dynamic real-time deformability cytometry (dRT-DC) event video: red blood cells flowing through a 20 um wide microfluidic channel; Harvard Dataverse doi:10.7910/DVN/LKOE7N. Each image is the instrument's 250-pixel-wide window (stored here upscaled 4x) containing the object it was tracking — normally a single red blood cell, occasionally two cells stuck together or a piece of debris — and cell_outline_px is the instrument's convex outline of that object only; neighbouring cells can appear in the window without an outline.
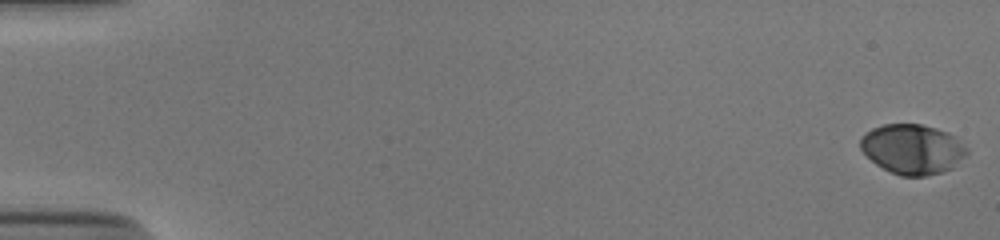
{"species": "human", "species_latin": "Homo sapiens", "temperature_condition": "cold", "stored_images_in_passage": 54, "camera_frame_rate_fps": 3000, "um_per_image_px": 0.085, "donor": {"sex": "male"}, "frame": {"image": 1, "passage_image": 1, "time_ms": 0.0, "image_size_px": [1000, 240], "cell_outline_px": [[968, 152], [952, 168], [940, 172], [924, 176], [900, 176], [876, 164], [860, 148], [860, 136], [872, 128], [884, 124], [920, 124], [936, 128], [948, 132], [956, 136], [968, 148]], "centroid_in_image_um": [77.56, 12.66], "position_along_channel_um": 7.4, "area_um2": 30.87}}
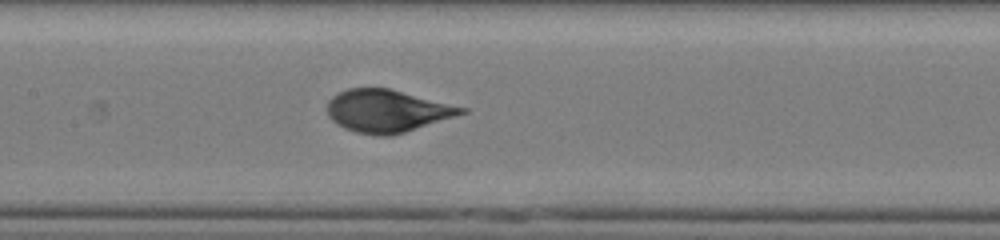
{"frame": {"image": 2, "passage_image": 28, "time_ms": 9.0, "image_size_px": [1000, 240], "cell_outline_px": [[468, 112], [456, 116], [392, 136], [376, 136], [356, 132], [344, 128], [336, 124], [328, 116], [328, 100], [332, 96], [348, 88], [388, 88], [468, 108]], "centroid_in_image_um": [32.9, 9.44], "position_along_channel_um": 174.5, "area_um2": 33.18}}
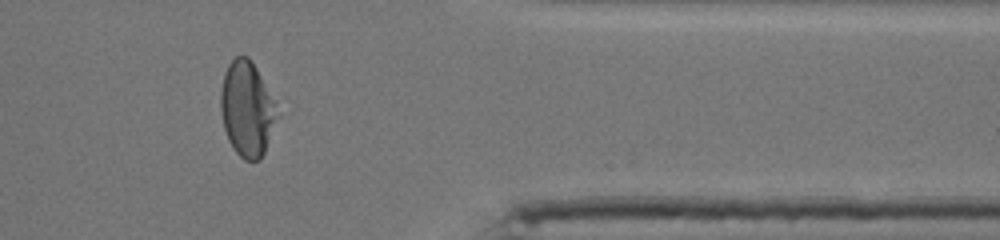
{"frame": {"image": 3, "passage_image": 46, "time_ms": 15.0, "image_size_px": [1000, 240], "cell_outline_px": [[276, 116], [264, 152], [260, 160], [244, 160], [232, 148], [228, 140], [224, 128], [220, 112], [220, 92], [224, 72], [228, 64], [236, 56], [248, 56], [256, 68], [272, 100]], "centroid_in_image_um": [20.91, 9.26], "position_along_channel_um": 390.5, "area_um2": 30.4}}